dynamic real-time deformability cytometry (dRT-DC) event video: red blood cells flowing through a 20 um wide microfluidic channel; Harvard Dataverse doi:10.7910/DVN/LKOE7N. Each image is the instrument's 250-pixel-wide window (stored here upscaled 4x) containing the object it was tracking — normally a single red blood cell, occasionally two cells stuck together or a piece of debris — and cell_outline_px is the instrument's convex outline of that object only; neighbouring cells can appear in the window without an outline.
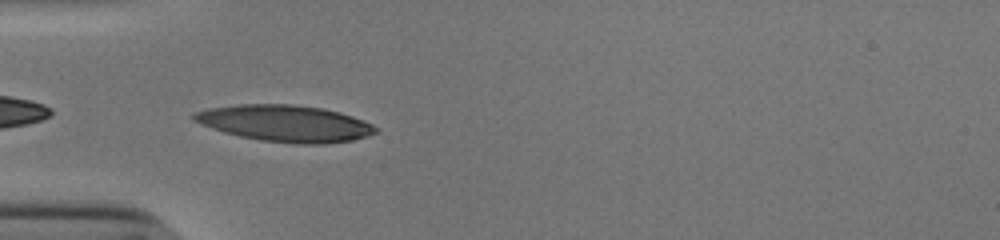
{"species": "human", "species_latin": "Homo sapiens", "temperature_condition": "cold", "stored_images_in_passage": 37, "camera_frame_rate_fps": 3000, "um_per_image_px": 0.085, "donor": {"sex": "male"}, "frame": {"image": 1, "passage_image": 1, "time_ms": 0.0, "image_size_px": [1000, 240], "cell_outline_px": [[380, 132], [368, 136], [352, 140], [324, 144], [300, 144], [260, 140], [240, 136], [224, 132], [200, 124], [192, 120], [192, 116], [196, 112], [208, 108], [240, 104], [292, 104], [324, 108], [340, 112], [364, 120], [372, 124]], "centroid_in_image_um": [24.27, 10.48], "position_along_channel_um": 60.7, "area_um2": 38.78}}
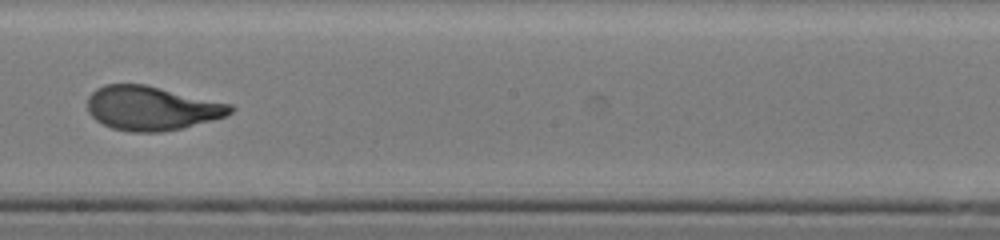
{"frame": {"image": 2, "passage_image": 15, "time_ms": 4.667, "image_size_px": [1000, 240], "cell_outline_px": [[236, 108], [232, 112], [224, 116], [212, 120], [180, 128], [160, 132], [128, 132], [112, 128], [96, 120], [88, 112], [88, 96], [96, 88], [104, 84], [144, 84], [232, 104]], "centroid_in_image_um": [12.87, 9.19], "position_along_channel_um": 235.3, "area_um2": 36.65}}
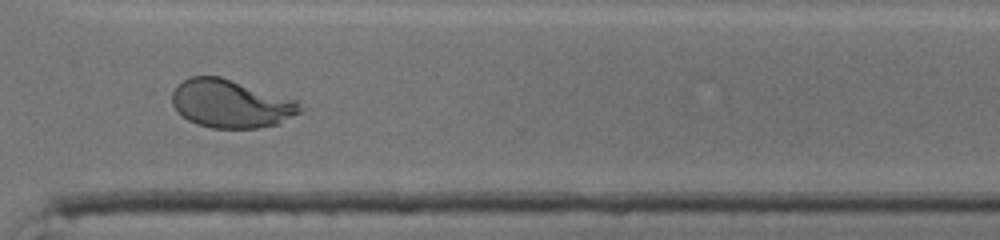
{"frame": {"image": 3, "passage_image": 24, "time_ms": 7.667, "image_size_px": [1000, 240], "cell_outline_px": [[308, 108], [276, 124], [260, 128], [212, 128], [196, 124], [188, 120], [172, 104], [172, 92], [176, 84], [192, 76], [220, 76], [300, 100]], "centroid_in_image_um": [19.68, 8.8], "position_along_channel_um": 350.9, "area_um2": 36.3}, "authors_computed_cell_mechanics": {"area_um2": 37.2232, "velocity_mm_per_s": 3.8356, "shape_relaxation_time_tau1_ms": 4.6543, "shape_relaxation_time_tau2_ms": 0.7733, "deformation_change_tau1": 0.2321, "deformation_change_tau2": 0.0726}}